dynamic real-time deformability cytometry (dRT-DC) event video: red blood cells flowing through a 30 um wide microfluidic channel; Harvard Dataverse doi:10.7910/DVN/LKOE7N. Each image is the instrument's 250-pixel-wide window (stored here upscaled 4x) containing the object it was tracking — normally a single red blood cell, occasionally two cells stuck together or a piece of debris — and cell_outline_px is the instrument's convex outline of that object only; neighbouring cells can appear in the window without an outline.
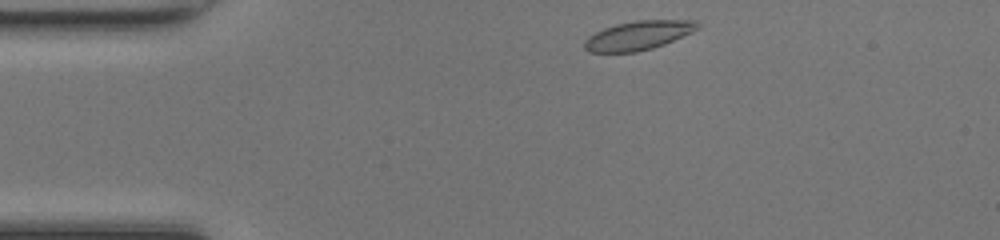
{"species": "common noctule bat (a hibernating species)", "species_latin": "Nyctalus noctula", "temperature_condition": "room temperature", "stored_images_in_passage": 40, "camera_frame_rate_fps": 3000, "um_per_image_px": 0.085, "animal": {"sex": "female", "body_mass_g": 17.0, "forearm_length_mm": 48.0}, "frame": {"image": 1, "passage_image": 1, "time_ms": 0.0, "image_size_px": [1000, 240], "cell_outline_px": [[700, 28], [692, 32], [664, 44], [652, 48], [636, 52], [588, 52], [584, 48], [584, 40], [588, 36], [604, 28], [616, 24], [636, 20], [700, 20]], "centroid_in_image_um": [54.28, 3.0], "position_along_channel_um": 30.7, "area_um2": 19.19}}
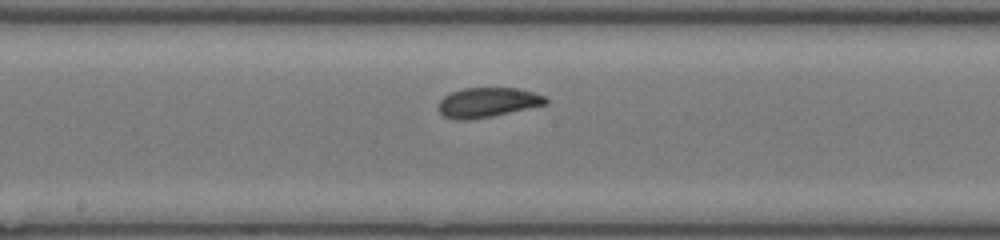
{"frame": {"image": 2, "passage_image": 17, "time_ms": 5.333, "image_size_px": [1000, 240], "cell_outline_px": [[548, 104], [492, 116], [468, 120], [456, 120], [444, 116], [436, 108], [436, 104], [444, 96], [452, 92], [464, 88], [516, 88], [532, 92], [544, 96], [548, 100]], "centroid_in_image_um": [41.4, 8.71], "position_along_channel_um": 206.8, "area_um2": 18.61}}
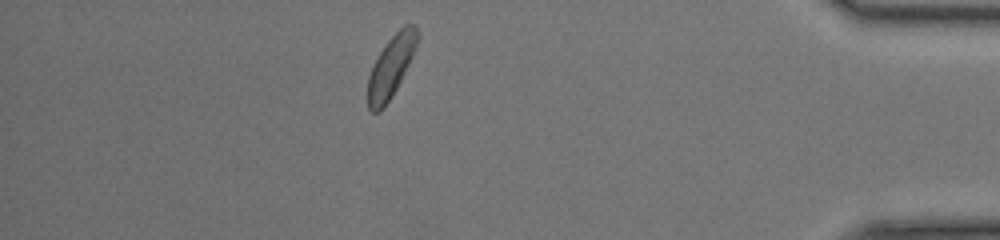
{"frame": {"image": 3, "passage_image": 34, "time_ms": 11.0, "image_size_px": [1000, 240], "cell_outline_px": [[420, 36], [416, 48], [396, 88], [384, 108], [380, 112], [372, 112], [368, 108], [368, 76], [380, 52], [388, 40], [404, 24], [416, 24], [420, 32]], "centroid_in_image_um": [33.26, 5.62], "position_along_channel_um": 401.9, "area_um2": 17.57}, "authors_computed_cell_mechanics": {"area_um2": 18.207, "velocity_mm_per_s": 4.2811, "shape_relaxation_time_tau1_ms": 2.0829, "shape_relaxation_time_tau2_ms": 4.6066, "deformation_change_tau1": 0.1044, "deformation_change_tau2": 0.113}}